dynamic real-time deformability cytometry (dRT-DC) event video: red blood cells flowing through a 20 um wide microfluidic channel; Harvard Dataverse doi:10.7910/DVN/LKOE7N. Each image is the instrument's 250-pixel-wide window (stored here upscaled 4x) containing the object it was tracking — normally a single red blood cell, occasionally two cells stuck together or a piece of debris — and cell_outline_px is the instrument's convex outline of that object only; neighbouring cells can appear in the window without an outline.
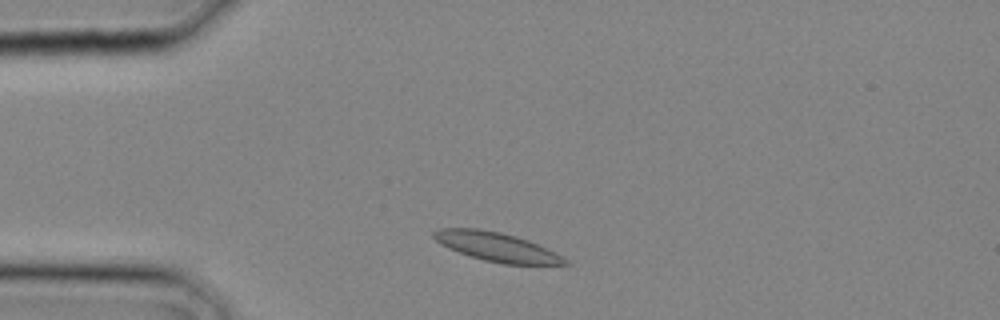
{"species": "common noctule bat (a hibernating species)", "species_latin": "Nyctalus noctula", "temperature_condition": "cold", "stored_images_in_passage": 3, "camera_frame_rate_fps": 3000, "um_per_image_px": 0.085, "animal": {"sex": "male", "body_mass_g": 20.4}, "frame": {"image": 1, "passage_image": 3, "time_ms": 0.667, "image_size_px": [1000, 320], "cell_outline_px": [[572, 264], [504, 264], [484, 260], [448, 248], [440, 244], [432, 236], [432, 232], [436, 228], [476, 228], [500, 232], [516, 236], [528, 240], [568, 260]], "centroid_in_image_um": [42.14, 20.97], "position_along_channel_um": 42.9, "area_um2": 21.79}}